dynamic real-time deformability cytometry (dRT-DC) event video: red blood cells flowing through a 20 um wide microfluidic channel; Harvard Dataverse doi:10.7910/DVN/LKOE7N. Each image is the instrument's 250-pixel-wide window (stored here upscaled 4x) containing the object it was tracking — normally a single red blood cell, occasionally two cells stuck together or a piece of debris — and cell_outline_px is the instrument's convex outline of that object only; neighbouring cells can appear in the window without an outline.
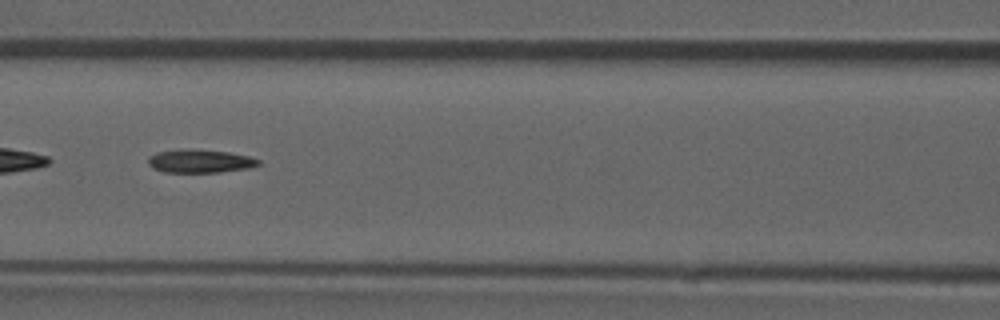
{"species": "common noctule bat (a hibernating species)", "species_latin": "Nyctalus noctula", "temperature_condition": "room temperature", "stored_images_in_passage": 52, "camera_frame_rate_fps": 3000, "um_per_image_px": 0.085, "animal": {"sex": "male", "forearm_length_mm": 52.5}, "frame": {"image": 1, "passage_image": 23, "time_ms": 7.333, "image_size_px": [1000, 320], "cell_outline_px": [[260, 164], [248, 168], [220, 172], [164, 172], [152, 168], [148, 164], [148, 156], [156, 152], [228, 152], [248, 156], [260, 160]], "centroid_in_image_um": [17.01, 13.75], "position_along_channel_um": 149.6, "area_um2": 13.99}}
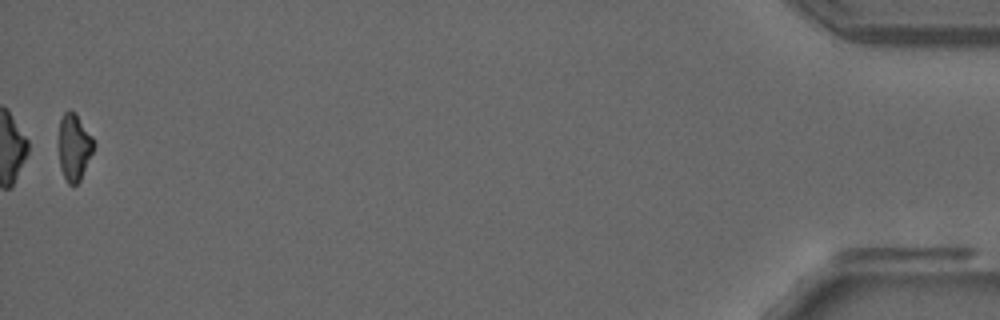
{"frame": {"image": 2, "passage_image": 52, "time_ms": 17.0, "image_size_px": [1000, 320], "cell_outline_px": [[96, 144], [80, 180], [76, 184], [68, 184], [60, 168], [60, 120], [64, 112], [68, 108], [76, 112], [92, 136]], "centroid_in_image_um": [6.32, 12.46], "position_along_channel_um": 428.9, "area_um2": 13.53}, "authors_computed_cell_mechanics": {"area_um2": 15.4037, "velocity_mm_per_s": 3.8907, "shape_relaxation_time_tau1_ms": null, "shape_relaxation_time_tau2_ms": 10.1008, "deformation_change_tau1": null, "deformation_change_tau2": 0.2453}}